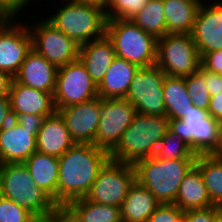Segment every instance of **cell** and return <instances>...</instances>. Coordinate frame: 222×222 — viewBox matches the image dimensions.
I'll use <instances>...</instances> for the list:
<instances>
[{
	"label": "cell",
	"mask_w": 222,
	"mask_h": 222,
	"mask_svg": "<svg viewBox=\"0 0 222 222\" xmlns=\"http://www.w3.org/2000/svg\"><path fill=\"white\" fill-rule=\"evenodd\" d=\"M109 153L94 144L76 143L59 160L58 207L85 198Z\"/></svg>",
	"instance_id": "6da1fadb"
},
{
	"label": "cell",
	"mask_w": 222,
	"mask_h": 222,
	"mask_svg": "<svg viewBox=\"0 0 222 222\" xmlns=\"http://www.w3.org/2000/svg\"><path fill=\"white\" fill-rule=\"evenodd\" d=\"M168 129L166 116L136 113L117 146L109 153L110 160L134 165L153 156Z\"/></svg>",
	"instance_id": "7a4b0ae2"
},
{
	"label": "cell",
	"mask_w": 222,
	"mask_h": 222,
	"mask_svg": "<svg viewBox=\"0 0 222 222\" xmlns=\"http://www.w3.org/2000/svg\"><path fill=\"white\" fill-rule=\"evenodd\" d=\"M196 159L163 160L154 155L134 164L136 181L147 188L160 204H174L184 176Z\"/></svg>",
	"instance_id": "3957f363"
},
{
	"label": "cell",
	"mask_w": 222,
	"mask_h": 222,
	"mask_svg": "<svg viewBox=\"0 0 222 222\" xmlns=\"http://www.w3.org/2000/svg\"><path fill=\"white\" fill-rule=\"evenodd\" d=\"M0 195L14 201L35 218L48 217L59 209L53 199L36 186L24 163L5 164Z\"/></svg>",
	"instance_id": "277c9868"
},
{
	"label": "cell",
	"mask_w": 222,
	"mask_h": 222,
	"mask_svg": "<svg viewBox=\"0 0 222 222\" xmlns=\"http://www.w3.org/2000/svg\"><path fill=\"white\" fill-rule=\"evenodd\" d=\"M105 34L113 43L116 57L139 67L156 65L157 39L130 19H107Z\"/></svg>",
	"instance_id": "5b68a950"
},
{
	"label": "cell",
	"mask_w": 222,
	"mask_h": 222,
	"mask_svg": "<svg viewBox=\"0 0 222 222\" xmlns=\"http://www.w3.org/2000/svg\"><path fill=\"white\" fill-rule=\"evenodd\" d=\"M46 20L78 45L99 39L106 33L105 13L75 0L68 1L56 15L50 16Z\"/></svg>",
	"instance_id": "8992f818"
},
{
	"label": "cell",
	"mask_w": 222,
	"mask_h": 222,
	"mask_svg": "<svg viewBox=\"0 0 222 222\" xmlns=\"http://www.w3.org/2000/svg\"><path fill=\"white\" fill-rule=\"evenodd\" d=\"M156 65L168 76L187 77L201 66L191 34L168 33L157 39Z\"/></svg>",
	"instance_id": "52a82bcc"
},
{
	"label": "cell",
	"mask_w": 222,
	"mask_h": 222,
	"mask_svg": "<svg viewBox=\"0 0 222 222\" xmlns=\"http://www.w3.org/2000/svg\"><path fill=\"white\" fill-rule=\"evenodd\" d=\"M135 181L134 165L109 159L85 198L98 204L120 207Z\"/></svg>",
	"instance_id": "ba28073f"
},
{
	"label": "cell",
	"mask_w": 222,
	"mask_h": 222,
	"mask_svg": "<svg viewBox=\"0 0 222 222\" xmlns=\"http://www.w3.org/2000/svg\"><path fill=\"white\" fill-rule=\"evenodd\" d=\"M166 74L157 66L140 67L135 73L126 99L136 112L150 116H166L163 81Z\"/></svg>",
	"instance_id": "9c48e42d"
},
{
	"label": "cell",
	"mask_w": 222,
	"mask_h": 222,
	"mask_svg": "<svg viewBox=\"0 0 222 222\" xmlns=\"http://www.w3.org/2000/svg\"><path fill=\"white\" fill-rule=\"evenodd\" d=\"M97 96V85L79 59L58 67L53 93L56 110L92 100Z\"/></svg>",
	"instance_id": "30bf717a"
},
{
	"label": "cell",
	"mask_w": 222,
	"mask_h": 222,
	"mask_svg": "<svg viewBox=\"0 0 222 222\" xmlns=\"http://www.w3.org/2000/svg\"><path fill=\"white\" fill-rule=\"evenodd\" d=\"M169 130L197 154H209L216 146L218 121L196 105L182 119L169 120Z\"/></svg>",
	"instance_id": "8fae6325"
},
{
	"label": "cell",
	"mask_w": 222,
	"mask_h": 222,
	"mask_svg": "<svg viewBox=\"0 0 222 222\" xmlns=\"http://www.w3.org/2000/svg\"><path fill=\"white\" fill-rule=\"evenodd\" d=\"M136 113L135 107L126 98H101V116L94 145L110 153Z\"/></svg>",
	"instance_id": "7c38bea8"
},
{
	"label": "cell",
	"mask_w": 222,
	"mask_h": 222,
	"mask_svg": "<svg viewBox=\"0 0 222 222\" xmlns=\"http://www.w3.org/2000/svg\"><path fill=\"white\" fill-rule=\"evenodd\" d=\"M39 22L29 29L32 49L57 67L78 59L79 45L73 39L56 29L46 19Z\"/></svg>",
	"instance_id": "4fadbf2b"
},
{
	"label": "cell",
	"mask_w": 222,
	"mask_h": 222,
	"mask_svg": "<svg viewBox=\"0 0 222 222\" xmlns=\"http://www.w3.org/2000/svg\"><path fill=\"white\" fill-rule=\"evenodd\" d=\"M31 49L32 37L28 27L14 23L13 19H0L1 71L14 78Z\"/></svg>",
	"instance_id": "5bb4252c"
},
{
	"label": "cell",
	"mask_w": 222,
	"mask_h": 222,
	"mask_svg": "<svg viewBox=\"0 0 222 222\" xmlns=\"http://www.w3.org/2000/svg\"><path fill=\"white\" fill-rule=\"evenodd\" d=\"M57 112L63 118L69 134L79 144H94L101 116V98L60 108Z\"/></svg>",
	"instance_id": "9a60e30c"
},
{
	"label": "cell",
	"mask_w": 222,
	"mask_h": 222,
	"mask_svg": "<svg viewBox=\"0 0 222 222\" xmlns=\"http://www.w3.org/2000/svg\"><path fill=\"white\" fill-rule=\"evenodd\" d=\"M210 5L200 6L191 32L200 57L222 50V0Z\"/></svg>",
	"instance_id": "2e32d148"
},
{
	"label": "cell",
	"mask_w": 222,
	"mask_h": 222,
	"mask_svg": "<svg viewBox=\"0 0 222 222\" xmlns=\"http://www.w3.org/2000/svg\"><path fill=\"white\" fill-rule=\"evenodd\" d=\"M37 131L23 128L14 119L1 129L0 156L5 164L24 163L37 151Z\"/></svg>",
	"instance_id": "e0dca14e"
},
{
	"label": "cell",
	"mask_w": 222,
	"mask_h": 222,
	"mask_svg": "<svg viewBox=\"0 0 222 222\" xmlns=\"http://www.w3.org/2000/svg\"><path fill=\"white\" fill-rule=\"evenodd\" d=\"M8 97L12 115L50 116L57 111L52 93L25 86L14 79Z\"/></svg>",
	"instance_id": "ac0fdd59"
},
{
	"label": "cell",
	"mask_w": 222,
	"mask_h": 222,
	"mask_svg": "<svg viewBox=\"0 0 222 222\" xmlns=\"http://www.w3.org/2000/svg\"><path fill=\"white\" fill-rule=\"evenodd\" d=\"M58 67L31 49L13 78L25 86L54 93Z\"/></svg>",
	"instance_id": "d6986e66"
},
{
	"label": "cell",
	"mask_w": 222,
	"mask_h": 222,
	"mask_svg": "<svg viewBox=\"0 0 222 222\" xmlns=\"http://www.w3.org/2000/svg\"><path fill=\"white\" fill-rule=\"evenodd\" d=\"M36 140L38 152L58 158L76 144L57 111L44 118Z\"/></svg>",
	"instance_id": "ffe728a7"
},
{
	"label": "cell",
	"mask_w": 222,
	"mask_h": 222,
	"mask_svg": "<svg viewBox=\"0 0 222 222\" xmlns=\"http://www.w3.org/2000/svg\"><path fill=\"white\" fill-rule=\"evenodd\" d=\"M115 58L113 43L106 34L99 39L79 45L78 59L96 85L102 81Z\"/></svg>",
	"instance_id": "44dd1931"
},
{
	"label": "cell",
	"mask_w": 222,
	"mask_h": 222,
	"mask_svg": "<svg viewBox=\"0 0 222 222\" xmlns=\"http://www.w3.org/2000/svg\"><path fill=\"white\" fill-rule=\"evenodd\" d=\"M140 67L116 57L97 85L98 96L102 99L126 98L132 79Z\"/></svg>",
	"instance_id": "7402d4cb"
},
{
	"label": "cell",
	"mask_w": 222,
	"mask_h": 222,
	"mask_svg": "<svg viewBox=\"0 0 222 222\" xmlns=\"http://www.w3.org/2000/svg\"><path fill=\"white\" fill-rule=\"evenodd\" d=\"M24 165L30 171L36 186L47 193L58 206V157L36 151L24 162Z\"/></svg>",
	"instance_id": "603a6c76"
},
{
	"label": "cell",
	"mask_w": 222,
	"mask_h": 222,
	"mask_svg": "<svg viewBox=\"0 0 222 222\" xmlns=\"http://www.w3.org/2000/svg\"><path fill=\"white\" fill-rule=\"evenodd\" d=\"M159 205L155 196L135 181L120 206V219L122 222H147Z\"/></svg>",
	"instance_id": "cb8c5ba5"
},
{
	"label": "cell",
	"mask_w": 222,
	"mask_h": 222,
	"mask_svg": "<svg viewBox=\"0 0 222 222\" xmlns=\"http://www.w3.org/2000/svg\"><path fill=\"white\" fill-rule=\"evenodd\" d=\"M183 211L214 206L200 170L194 165L182 180L174 202Z\"/></svg>",
	"instance_id": "d4e9b609"
},
{
	"label": "cell",
	"mask_w": 222,
	"mask_h": 222,
	"mask_svg": "<svg viewBox=\"0 0 222 222\" xmlns=\"http://www.w3.org/2000/svg\"><path fill=\"white\" fill-rule=\"evenodd\" d=\"M166 34H191L200 5L189 0H163Z\"/></svg>",
	"instance_id": "484cf974"
},
{
	"label": "cell",
	"mask_w": 222,
	"mask_h": 222,
	"mask_svg": "<svg viewBox=\"0 0 222 222\" xmlns=\"http://www.w3.org/2000/svg\"><path fill=\"white\" fill-rule=\"evenodd\" d=\"M163 93L166 117L169 120L182 119L194 106L183 77L166 75L163 81Z\"/></svg>",
	"instance_id": "4316f807"
},
{
	"label": "cell",
	"mask_w": 222,
	"mask_h": 222,
	"mask_svg": "<svg viewBox=\"0 0 222 222\" xmlns=\"http://www.w3.org/2000/svg\"><path fill=\"white\" fill-rule=\"evenodd\" d=\"M63 209L75 222H121L120 207L98 204L86 198L71 201Z\"/></svg>",
	"instance_id": "83f0119b"
},
{
	"label": "cell",
	"mask_w": 222,
	"mask_h": 222,
	"mask_svg": "<svg viewBox=\"0 0 222 222\" xmlns=\"http://www.w3.org/2000/svg\"><path fill=\"white\" fill-rule=\"evenodd\" d=\"M195 166L200 170L211 202L222 203V158L210 154L197 155Z\"/></svg>",
	"instance_id": "f1b7e54d"
},
{
	"label": "cell",
	"mask_w": 222,
	"mask_h": 222,
	"mask_svg": "<svg viewBox=\"0 0 222 222\" xmlns=\"http://www.w3.org/2000/svg\"><path fill=\"white\" fill-rule=\"evenodd\" d=\"M130 20L156 39L166 35L163 0H148L144 8Z\"/></svg>",
	"instance_id": "f546056e"
},
{
	"label": "cell",
	"mask_w": 222,
	"mask_h": 222,
	"mask_svg": "<svg viewBox=\"0 0 222 222\" xmlns=\"http://www.w3.org/2000/svg\"><path fill=\"white\" fill-rule=\"evenodd\" d=\"M154 156L163 160L197 158V154L190 146L183 139L175 136L169 129L161 139Z\"/></svg>",
	"instance_id": "4dcf8cb0"
},
{
	"label": "cell",
	"mask_w": 222,
	"mask_h": 222,
	"mask_svg": "<svg viewBox=\"0 0 222 222\" xmlns=\"http://www.w3.org/2000/svg\"><path fill=\"white\" fill-rule=\"evenodd\" d=\"M205 81V68L202 66H200L193 74L185 77L187 92L194 105L199 109L208 111L211 96Z\"/></svg>",
	"instance_id": "1f68e13d"
},
{
	"label": "cell",
	"mask_w": 222,
	"mask_h": 222,
	"mask_svg": "<svg viewBox=\"0 0 222 222\" xmlns=\"http://www.w3.org/2000/svg\"><path fill=\"white\" fill-rule=\"evenodd\" d=\"M148 0H110L107 19H131L140 12Z\"/></svg>",
	"instance_id": "d6a6232c"
},
{
	"label": "cell",
	"mask_w": 222,
	"mask_h": 222,
	"mask_svg": "<svg viewBox=\"0 0 222 222\" xmlns=\"http://www.w3.org/2000/svg\"><path fill=\"white\" fill-rule=\"evenodd\" d=\"M35 217L14 201L0 195V222H32Z\"/></svg>",
	"instance_id": "836d02e7"
},
{
	"label": "cell",
	"mask_w": 222,
	"mask_h": 222,
	"mask_svg": "<svg viewBox=\"0 0 222 222\" xmlns=\"http://www.w3.org/2000/svg\"><path fill=\"white\" fill-rule=\"evenodd\" d=\"M184 212L175 204H160L147 222H183Z\"/></svg>",
	"instance_id": "e575fe53"
},
{
	"label": "cell",
	"mask_w": 222,
	"mask_h": 222,
	"mask_svg": "<svg viewBox=\"0 0 222 222\" xmlns=\"http://www.w3.org/2000/svg\"><path fill=\"white\" fill-rule=\"evenodd\" d=\"M219 208L214 205L205 209H190L184 212L183 222H215Z\"/></svg>",
	"instance_id": "d590c367"
},
{
	"label": "cell",
	"mask_w": 222,
	"mask_h": 222,
	"mask_svg": "<svg viewBox=\"0 0 222 222\" xmlns=\"http://www.w3.org/2000/svg\"><path fill=\"white\" fill-rule=\"evenodd\" d=\"M31 0H0V19H13Z\"/></svg>",
	"instance_id": "8d00e7d4"
},
{
	"label": "cell",
	"mask_w": 222,
	"mask_h": 222,
	"mask_svg": "<svg viewBox=\"0 0 222 222\" xmlns=\"http://www.w3.org/2000/svg\"><path fill=\"white\" fill-rule=\"evenodd\" d=\"M201 66L210 72L222 74V50L205 53L201 57Z\"/></svg>",
	"instance_id": "74e56055"
},
{
	"label": "cell",
	"mask_w": 222,
	"mask_h": 222,
	"mask_svg": "<svg viewBox=\"0 0 222 222\" xmlns=\"http://www.w3.org/2000/svg\"><path fill=\"white\" fill-rule=\"evenodd\" d=\"M13 119L19 123L23 128L34 129L39 131L41 128L42 122L47 116H38L35 114H21V115H12Z\"/></svg>",
	"instance_id": "f35d334b"
},
{
	"label": "cell",
	"mask_w": 222,
	"mask_h": 222,
	"mask_svg": "<svg viewBox=\"0 0 222 222\" xmlns=\"http://www.w3.org/2000/svg\"><path fill=\"white\" fill-rule=\"evenodd\" d=\"M205 84L209 91L210 96L222 93V74L210 72L205 69Z\"/></svg>",
	"instance_id": "ab89813d"
},
{
	"label": "cell",
	"mask_w": 222,
	"mask_h": 222,
	"mask_svg": "<svg viewBox=\"0 0 222 222\" xmlns=\"http://www.w3.org/2000/svg\"><path fill=\"white\" fill-rule=\"evenodd\" d=\"M13 120L9 97H0V129L4 128Z\"/></svg>",
	"instance_id": "60d3db41"
},
{
	"label": "cell",
	"mask_w": 222,
	"mask_h": 222,
	"mask_svg": "<svg viewBox=\"0 0 222 222\" xmlns=\"http://www.w3.org/2000/svg\"><path fill=\"white\" fill-rule=\"evenodd\" d=\"M208 112L215 120L222 119V93L210 97Z\"/></svg>",
	"instance_id": "b9f144b4"
},
{
	"label": "cell",
	"mask_w": 222,
	"mask_h": 222,
	"mask_svg": "<svg viewBox=\"0 0 222 222\" xmlns=\"http://www.w3.org/2000/svg\"><path fill=\"white\" fill-rule=\"evenodd\" d=\"M13 78L0 70V97L8 96Z\"/></svg>",
	"instance_id": "7bdbcfd3"
},
{
	"label": "cell",
	"mask_w": 222,
	"mask_h": 222,
	"mask_svg": "<svg viewBox=\"0 0 222 222\" xmlns=\"http://www.w3.org/2000/svg\"><path fill=\"white\" fill-rule=\"evenodd\" d=\"M209 154L214 157L222 158V119L218 120L216 146Z\"/></svg>",
	"instance_id": "ee69618b"
},
{
	"label": "cell",
	"mask_w": 222,
	"mask_h": 222,
	"mask_svg": "<svg viewBox=\"0 0 222 222\" xmlns=\"http://www.w3.org/2000/svg\"><path fill=\"white\" fill-rule=\"evenodd\" d=\"M75 1H78L82 4L88 5L90 7L100 9L101 11H103L106 14L110 0H75Z\"/></svg>",
	"instance_id": "f6af8a7d"
},
{
	"label": "cell",
	"mask_w": 222,
	"mask_h": 222,
	"mask_svg": "<svg viewBox=\"0 0 222 222\" xmlns=\"http://www.w3.org/2000/svg\"><path fill=\"white\" fill-rule=\"evenodd\" d=\"M55 222H75V221L63 208H59L55 212Z\"/></svg>",
	"instance_id": "bcb514c9"
},
{
	"label": "cell",
	"mask_w": 222,
	"mask_h": 222,
	"mask_svg": "<svg viewBox=\"0 0 222 222\" xmlns=\"http://www.w3.org/2000/svg\"><path fill=\"white\" fill-rule=\"evenodd\" d=\"M32 222H55V213L48 217L35 218Z\"/></svg>",
	"instance_id": "7dc6e473"
},
{
	"label": "cell",
	"mask_w": 222,
	"mask_h": 222,
	"mask_svg": "<svg viewBox=\"0 0 222 222\" xmlns=\"http://www.w3.org/2000/svg\"><path fill=\"white\" fill-rule=\"evenodd\" d=\"M4 166H5V162L2 159V157L0 156V185H1L2 172H3Z\"/></svg>",
	"instance_id": "c3c4849f"
},
{
	"label": "cell",
	"mask_w": 222,
	"mask_h": 222,
	"mask_svg": "<svg viewBox=\"0 0 222 222\" xmlns=\"http://www.w3.org/2000/svg\"><path fill=\"white\" fill-rule=\"evenodd\" d=\"M215 222H222V215L220 213L217 214Z\"/></svg>",
	"instance_id": "681fc988"
},
{
	"label": "cell",
	"mask_w": 222,
	"mask_h": 222,
	"mask_svg": "<svg viewBox=\"0 0 222 222\" xmlns=\"http://www.w3.org/2000/svg\"><path fill=\"white\" fill-rule=\"evenodd\" d=\"M189 1H192V2H194V3H197V4H199L200 6L203 5V4H202L203 2H201V0H189Z\"/></svg>",
	"instance_id": "f907efd6"
},
{
	"label": "cell",
	"mask_w": 222,
	"mask_h": 222,
	"mask_svg": "<svg viewBox=\"0 0 222 222\" xmlns=\"http://www.w3.org/2000/svg\"><path fill=\"white\" fill-rule=\"evenodd\" d=\"M218 208H219V213L222 215V203H220V204L218 205Z\"/></svg>",
	"instance_id": "816d5d0a"
}]
</instances>
